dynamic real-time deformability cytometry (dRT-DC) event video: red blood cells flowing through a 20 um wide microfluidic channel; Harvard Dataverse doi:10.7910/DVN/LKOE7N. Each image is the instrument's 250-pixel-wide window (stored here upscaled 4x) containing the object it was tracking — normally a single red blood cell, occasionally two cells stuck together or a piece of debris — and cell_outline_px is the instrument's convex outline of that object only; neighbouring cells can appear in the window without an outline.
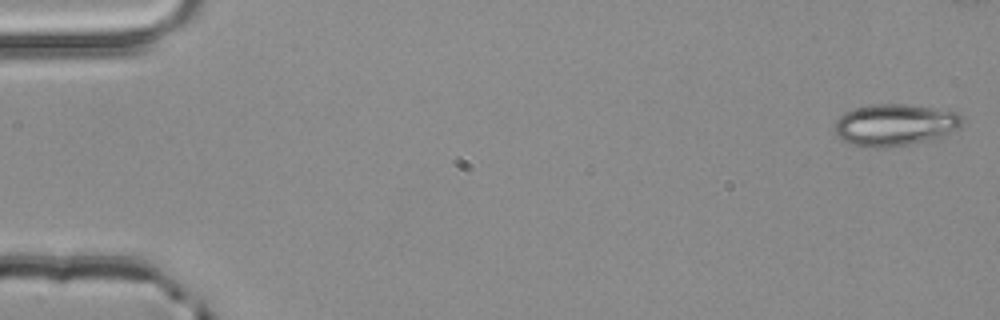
{"species": "common noctule bat (a hibernating species)", "species_latin": "Nyctalus noctula", "temperature_condition": "room temperature", "stored_images_in_passage": 4, "camera_frame_rate_fps": 3000, "um_per_image_px": 0.085, "animal": {"sex": "male", "body_mass_g": 20.4}, "frame": {"image": 1, "passage_image": 1, "time_ms": 0.0, "image_size_px": [1000, 320], "cell_outline_px": [[964, 120], [956, 128], [940, 136], [908, 144], [880, 148], [872, 148], [852, 144], [836, 136], [836, 120], [844, 112], [856, 108], [876, 104], [908, 104], [956, 108], [964, 116]], "centroid_in_image_um": [76.14, 10.57], "position_along_channel_um": 8.9, "area_um2": 31.33}}